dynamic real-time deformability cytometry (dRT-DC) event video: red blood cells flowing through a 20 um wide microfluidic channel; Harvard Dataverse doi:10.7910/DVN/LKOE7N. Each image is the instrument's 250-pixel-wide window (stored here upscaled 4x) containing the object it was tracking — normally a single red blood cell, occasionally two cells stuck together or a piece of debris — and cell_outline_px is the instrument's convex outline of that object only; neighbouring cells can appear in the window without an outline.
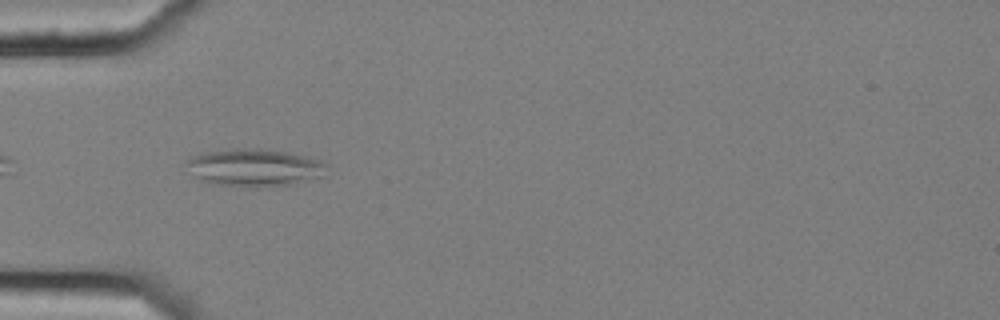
{"species": "common noctule bat (a hibernating species)", "species_latin": "Nyctalus noctula", "temperature_condition": "cold", "stored_images_in_passage": 6, "camera_frame_rate_fps": 3000, "um_per_image_px": 0.085, "animal": {"sex": "female", "body_mass_g": 25.1}, "frame": {"image": 1, "passage_image": 5, "time_ms": 1.333, "image_size_px": [1000, 320], "cell_outline_px": [[328, 176], [292, 184], [260, 188], [248, 188], [216, 184], [200, 180], [196, 176], [188, 160], [200, 152], [232, 148], [268, 148], [288, 152], [320, 160], [328, 164]], "centroid_in_image_um": [21.75, 14.25], "position_along_channel_um": 63.2, "area_um2": 31.21}}